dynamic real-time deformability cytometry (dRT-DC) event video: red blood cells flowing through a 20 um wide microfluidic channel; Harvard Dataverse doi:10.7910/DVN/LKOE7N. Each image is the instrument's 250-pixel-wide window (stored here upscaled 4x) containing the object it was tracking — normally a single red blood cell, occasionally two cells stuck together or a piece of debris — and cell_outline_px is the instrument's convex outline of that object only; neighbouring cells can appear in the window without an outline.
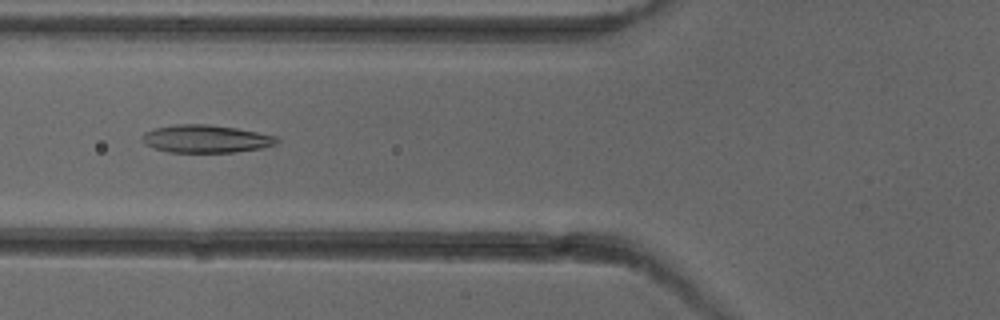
{"species": "common noctule bat (a hibernating species)", "species_latin": "Nyctalus noctula", "temperature_condition": "cold", "stored_images_in_passage": 6, "camera_frame_rate_fps": 3000, "um_per_image_px": 0.085, "animal": {"sex": "female"}, "frame": {"image": 1, "passage_image": 6, "time_ms": 5.667, "image_size_px": [1000, 320], "cell_outline_px": [[280, 140], [276, 144], [260, 148], [236, 152], [168, 152], [144, 144], [140, 140], [140, 136], [144, 132], [156, 128], [176, 124], [208, 124], [236, 128], [276, 136]], "centroid_in_image_um": [17.47, 11.8], "position_along_channel_um": 108.3, "area_um2": 21.79}}